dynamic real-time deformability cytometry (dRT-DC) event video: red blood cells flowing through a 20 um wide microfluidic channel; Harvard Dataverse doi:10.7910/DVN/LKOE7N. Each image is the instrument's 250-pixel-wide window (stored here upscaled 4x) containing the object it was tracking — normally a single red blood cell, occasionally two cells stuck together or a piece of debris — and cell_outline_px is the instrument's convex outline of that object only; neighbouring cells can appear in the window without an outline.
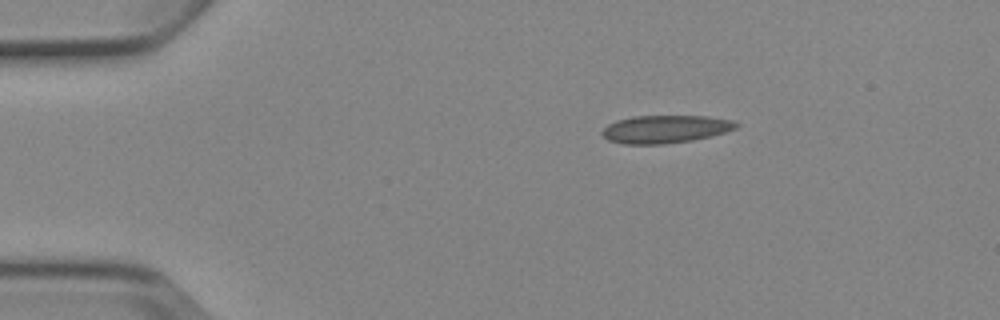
{"species": "Egyptian fruit bat (a non-hibernating species)", "species_latin": "Rousettus aegyptiacus", "temperature_condition": "cold", "stored_images_in_passage": 4, "camera_frame_rate_fps": 3000, "um_per_image_px": 0.085, "animal": {"sex": "female"}, "frame": {"image": 1, "passage_image": 1, "time_ms": 0.0, "image_size_px": [1000, 320], "cell_outline_px": [[740, 124], [736, 128], [724, 132], [692, 140], [664, 144], [624, 144], [608, 140], [600, 132], [608, 124], [616, 120], [632, 116], [708, 116], [732, 120]], "centroid_in_image_um": [56.52, 10.97], "position_along_channel_um": 28.5, "area_um2": 21.68}}
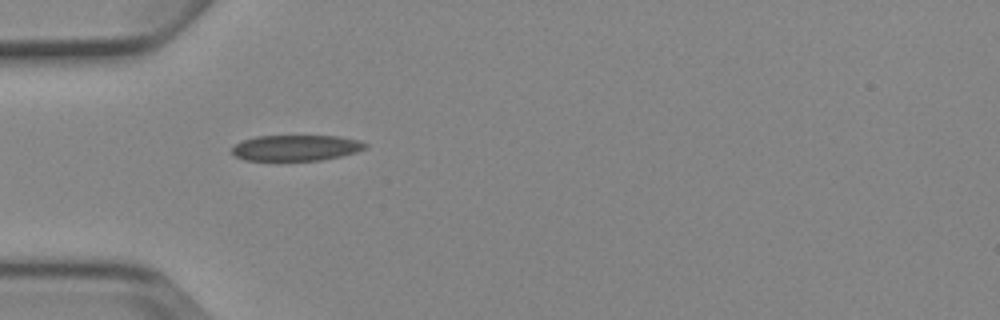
{"frame": {"image": 2, "passage_image": 3, "time_ms": 2.333, "image_size_px": [1000, 320], "cell_outline_px": [[368, 144], [364, 148], [356, 152], [340, 156], [320, 160], [244, 160], [236, 156], [232, 152], [232, 148], [236, 144], [244, 140], [256, 136], [340, 136], [356, 140]], "centroid_in_image_um": [25.15, 12.56], "position_along_channel_um": 59.9, "area_um2": 19.77}}
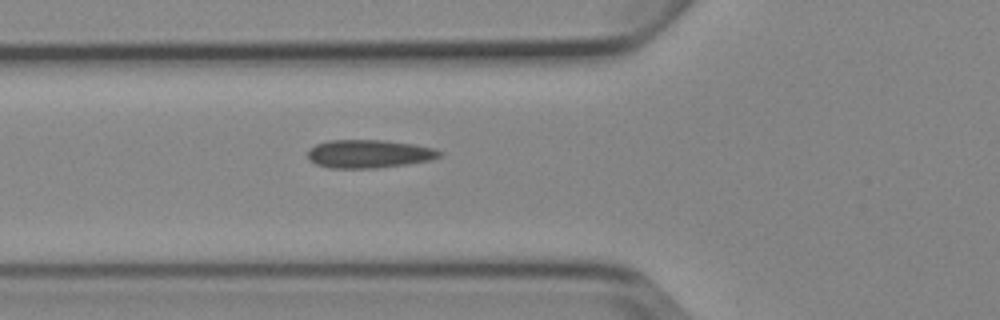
{"frame": {"image": 3, "passage_image": 4, "time_ms": 3.333, "image_size_px": [1000, 320], "cell_outline_px": [[444, 152], [440, 156], [432, 160], [408, 164], [376, 168], [328, 168], [316, 164], [308, 160], [308, 152], [316, 144], [328, 140], [384, 140], [412, 144], [436, 148]], "centroid_in_image_um": [31.39, 13.08], "position_along_channel_um": 94.4, "area_um2": 21.85}}